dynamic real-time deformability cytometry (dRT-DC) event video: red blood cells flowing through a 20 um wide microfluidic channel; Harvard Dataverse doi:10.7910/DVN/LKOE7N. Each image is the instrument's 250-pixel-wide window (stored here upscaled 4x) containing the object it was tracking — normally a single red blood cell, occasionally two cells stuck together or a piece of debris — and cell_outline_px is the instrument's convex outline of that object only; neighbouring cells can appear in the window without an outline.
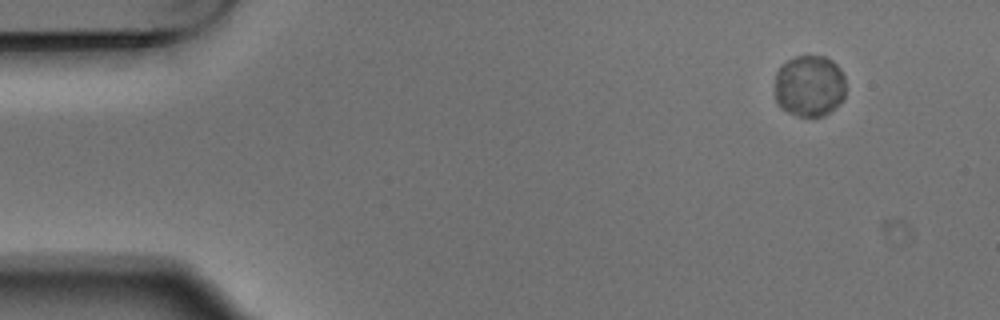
{"species": "Egyptian fruit bat (a non-hibernating species)", "species_latin": "Rousettus aegyptiacus", "temperature_condition": "warm", "stored_images_in_passage": 6, "segment_of_instrument_passage": [1, 2], "camera_frame_rate_fps": 3000, "um_per_image_px": 0.085, "animal": {"sex": "male"}, "frame": {"image": 1, "passage_image": 2, "time_ms": 0.333, "image_size_px": [1000, 320], "cell_outline_px": [[844, 96], [824, 116], [800, 116], [788, 112], [780, 108], [776, 104], [776, 72], [788, 60], [796, 56], [824, 56], [832, 60], [840, 68], [844, 76]], "centroid_in_image_um": [68.78, 7.29], "position_along_channel_um": 16.2, "area_um2": 25.2}}
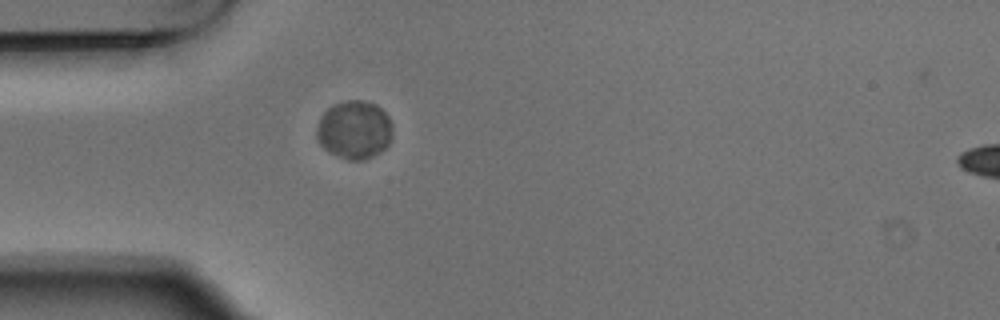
{"frame": {"image": 2, "passage_image": 5, "time_ms": 1.333, "image_size_px": [1000, 320], "cell_outline_px": [[392, 136], [388, 144], [380, 152], [364, 160], [348, 160], [324, 148], [320, 144], [316, 136], [316, 128], [320, 116], [332, 104], [344, 100], [364, 100], [376, 104], [388, 116], [392, 124]], "centroid_in_image_um": [30.11, 11.01], "position_along_channel_um": 54.9, "area_um2": 25.89}}